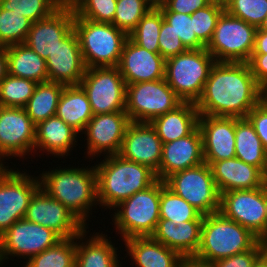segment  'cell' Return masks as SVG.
Returning <instances> with one entry per match:
<instances>
[{
    "label": "cell",
    "mask_w": 267,
    "mask_h": 267,
    "mask_svg": "<svg viewBox=\"0 0 267 267\" xmlns=\"http://www.w3.org/2000/svg\"><path fill=\"white\" fill-rule=\"evenodd\" d=\"M265 96L248 62H215L195 106L199 115L246 118Z\"/></svg>",
    "instance_id": "obj_1"
},
{
    "label": "cell",
    "mask_w": 267,
    "mask_h": 267,
    "mask_svg": "<svg viewBox=\"0 0 267 267\" xmlns=\"http://www.w3.org/2000/svg\"><path fill=\"white\" fill-rule=\"evenodd\" d=\"M91 167H56L39 174L40 187L63 204L87 228L86 221L92 207L99 205L97 172L95 166Z\"/></svg>",
    "instance_id": "obj_2"
},
{
    "label": "cell",
    "mask_w": 267,
    "mask_h": 267,
    "mask_svg": "<svg viewBox=\"0 0 267 267\" xmlns=\"http://www.w3.org/2000/svg\"><path fill=\"white\" fill-rule=\"evenodd\" d=\"M94 165L97 172L99 207L114 209L138 191L147 189L158 178L150 167L124 159L119 154L105 155Z\"/></svg>",
    "instance_id": "obj_3"
},
{
    "label": "cell",
    "mask_w": 267,
    "mask_h": 267,
    "mask_svg": "<svg viewBox=\"0 0 267 267\" xmlns=\"http://www.w3.org/2000/svg\"><path fill=\"white\" fill-rule=\"evenodd\" d=\"M259 241L248 229L220 212L204 215L200 245L193 259L212 264L251 250Z\"/></svg>",
    "instance_id": "obj_4"
},
{
    "label": "cell",
    "mask_w": 267,
    "mask_h": 267,
    "mask_svg": "<svg viewBox=\"0 0 267 267\" xmlns=\"http://www.w3.org/2000/svg\"><path fill=\"white\" fill-rule=\"evenodd\" d=\"M75 30L86 68L117 67L128 35L111 23H98L74 12Z\"/></svg>",
    "instance_id": "obj_5"
},
{
    "label": "cell",
    "mask_w": 267,
    "mask_h": 267,
    "mask_svg": "<svg viewBox=\"0 0 267 267\" xmlns=\"http://www.w3.org/2000/svg\"><path fill=\"white\" fill-rule=\"evenodd\" d=\"M161 180L114 207L113 223L121 240L152 236L160 220ZM118 208V209H117Z\"/></svg>",
    "instance_id": "obj_6"
},
{
    "label": "cell",
    "mask_w": 267,
    "mask_h": 267,
    "mask_svg": "<svg viewBox=\"0 0 267 267\" xmlns=\"http://www.w3.org/2000/svg\"><path fill=\"white\" fill-rule=\"evenodd\" d=\"M214 57L204 49H188L165 60V80L183 102L200 98Z\"/></svg>",
    "instance_id": "obj_7"
},
{
    "label": "cell",
    "mask_w": 267,
    "mask_h": 267,
    "mask_svg": "<svg viewBox=\"0 0 267 267\" xmlns=\"http://www.w3.org/2000/svg\"><path fill=\"white\" fill-rule=\"evenodd\" d=\"M219 212L267 245V186L220 194Z\"/></svg>",
    "instance_id": "obj_8"
},
{
    "label": "cell",
    "mask_w": 267,
    "mask_h": 267,
    "mask_svg": "<svg viewBox=\"0 0 267 267\" xmlns=\"http://www.w3.org/2000/svg\"><path fill=\"white\" fill-rule=\"evenodd\" d=\"M257 28L224 11L206 46L216 62H248L252 56Z\"/></svg>",
    "instance_id": "obj_9"
},
{
    "label": "cell",
    "mask_w": 267,
    "mask_h": 267,
    "mask_svg": "<svg viewBox=\"0 0 267 267\" xmlns=\"http://www.w3.org/2000/svg\"><path fill=\"white\" fill-rule=\"evenodd\" d=\"M164 182L203 215L219 212L220 193L207 163L175 172Z\"/></svg>",
    "instance_id": "obj_10"
},
{
    "label": "cell",
    "mask_w": 267,
    "mask_h": 267,
    "mask_svg": "<svg viewBox=\"0 0 267 267\" xmlns=\"http://www.w3.org/2000/svg\"><path fill=\"white\" fill-rule=\"evenodd\" d=\"M182 102L165 78L126 85L125 112L134 122L150 123Z\"/></svg>",
    "instance_id": "obj_11"
},
{
    "label": "cell",
    "mask_w": 267,
    "mask_h": 267,
    "mask_svg": "<svg viewBox=\"0 0 267 267\" xmlns=\"http://www.w3.org/2000/svg\"><path fill=\"white\" fill-rule=\"evenodd\" d=\"M79 85L88 96L93 115L125 111L126 83L117 67L86 68Z\"/></svg>",
    "instance_id": "obj_12"
},
{
    "label": "cell",
    "mask_w": 267,
    "mask_h": 267,
    "mask_svg": "<svg viewBox=\"0 0 267 267\" xmlns=\"http://www.w3.org/2000/svg\"><path fill=\"white\" fill-rule=\"evenodd\" d=\"M39 187V176L0 166V236L17 220L24 219L30 199Z\"/></svg>",
    "instance_id": "obj_13"
},
{
    "label": "cell",
    "mask_w": 267,
    "mask_h": 267,
    "mask_svg": "<svg viewBox=\"0 0 267 267\" xmlns=\"http://www.w3.org/2000/svg\"><path fill=\"white\" fill-rule=\"evenodd\" d=\"M61 240L49 228L25 219L17 220L0 236V267L11 257L29 260Z\"/></svg>",
    "instance_id": "obj_14"
},
{
    "label": "cell",
    "mask_w": 267,
    "mask_h": 267,
    "mask_svg": "<svg viewBox=\"0 0 267 267\" xmlns=\"http://www.w3.org/2000/svg\"><path fill=\"white\" fill-rule=\"evenodd\" d=\"M35 128L24 108L0 106V166L7 157L26 158L34 152Z\"/></svg>",
    "instance_id": "obj_15"
},
{
    "label": "cell",
    "mask_w": 267,
    "mask_h": 267,
    "mask_svg": "<svg viewBox=\"0 0 267 267\" xmlns=\"http://www.w3.org/2000/svg\"><path fill=\"white\" fill-rule=\"evenodd\" d=\"M24 219L53 230L62 239L75 238L87 228L42 187H39L30 199Z\"/></svg>",
    "instance_id": "obj_16"
},
{
    "label": "cell",
    "mask_w": 267,
    "mask_h": 267,
    "mask_svg": "<svg viewBox=\"0 0 267 267\" xmlns=\"http://www.w3.org/2000/svg\"><path fill=\"white\" fill-rule=\"evenodd\" d=\"M131 120L125 111L93 115L81 133L86 135L88 158L119 154Z\"/></svg>",
    "instance_id": "obj_17"
},
{
    "label": "cell",
    "mask_w": 267,
    "mask_h": 267,
    "mask_svg": "<svg viewBox=\"0 0 267 267\" xmlns=\"http://www.w3.org/2000/svg\"><path fill=\"white\" fill-rule=\"evenodd\" d=\"M162 146L163 143L151 123L131 121L126 129L119 155L150 167L159 179Z\"/></svg>",
    "instance_id": "obj_18"
},
{
    "label": "cell",
    "mask_w": 267,
    "mask_h": 267,
    "mask_svg": "<svg viewBox=\"0 0 267 267\" xmlns=\"http://www.w3.org/2000/svg\"><path fill=\"white\" fill-rule=\"evenodd\" d=\"M73 22V7L60 6L50 16L32 23L24 44L46 60L59 42L73 30Z\"/></svg>",
    "instance_id": "obj_19"
},
{
    "label": "cell",
    "mask_w": 267,
    "mask_h": 267,
    "mask_svg": "<svg viewBox=\"0 0 267 267\" xmlns=\"http://www.w3.org/2000/svg\"><path fill=\"white\" fill-rule=\"evenodd\" d=\"M48 81L65 86L79 85L86 67L79 40L73 29L46 59Z\"/></svg>",
    "instance_id": "obj_20"
},
{
    "label": "cell",
    "mask_w": 267,
    "mask_h": 267,
    "mask_svg": "<svg viewBox=\"0 0 267 267\" xmlns=\"http://www.w3.org/2000/svg\"><path fill=\"white\" fill-rule=\"evenodd\" d=\"M126 85L156 81L165 78V59L160 53H152L126 40L117 65Z\"/></svg>",
    "instance_id": "obj_21"
},
{
    "label": "cell",
    "mask_w": 267,
    "mask_h": 267,
    "mask_svg": "<svg viewBox=\"0 0 267 267\" xmlns=\"http://www.w3.org/2000/svg\"><path fill=\"white\" fill-rule=\"evenodd\" d=\"M204 162L235 158V117L199 115Z\"/></svg>",
    "instance_id": "obj_22"
},
{
    "label": "cell",
    "mask_w": 267,
    "mask_h": 267,
    "mask_svg": "<svg viewBox=\"0 0 267 267\" xmlns=\"http://www.w3.org/2000/svg\"><path fill=\"white\" fill-rule=\"evenodd\" d=\"M204 163L202 135L198 126L187 136L163 143L159 179Z\"/></svg>",
    "instance_id": "obj_23"
},
{
    "label": "cell",
    "mask_w": 267,
    "mask_h": 267,
    "mask_svg": "<svg viewBox=\"0 0 267 267\" xmlns=\"http://www.w3.org/2000/svg\"><path fill=\"white\" fill-rule=\"evenodd\" d=\"M207 163L219 193L232 190L254 189L266 184L265 174L253 165L238 158Z\"/></svg>",
    "instance_id": "obj_24"
},
{
    "label": "cell",
    "mask_w": 267,
    "mask_h": 267,
    "mask_svg": "<svg viewBox=\"0 0 267 267\" xmlns=\"http://www.w3.org/2000/svg\"><path fill=\"white\" fill-rule=\"evenodd\" d=\"M203 221L175 224L167 219L158 221L152 237L178 252L183 258H193L199 248Z\"/></svg>",
    "instance_id": "obj_25"
},
{
    "label": "cell",
    "mask_w": 267,
    "mask_h": 267,
    "mask_svg": "<svg viewBox=\"0 0 267 267\" xmlns=\"http://www.w3.org/2000/svg\"><path fill=\"white\" fill-rule=\"evenodd\" d=\"M78 135V131L56 115L49 117L36 125L34 151L39 149V153L48 152L54 157L63 158L76 147Z\"/></svg>",
    "instance_id": "obj_26"
},
{
    "label": "cell",
    "mask_w": 267,
    "mask_h": 267,
    "mask_svg": "<svg viewBox=\"0 0 267 267\" xmlns=\"http://www.w3.org/2000/svg\"><path fill=\"white\" fill-rule=\"evenodd\" d=\"M124 242L126 252L137 267H179L184 259L152 236L133 237Z\"/></svg>",
    "instance_id": "obj_27"
},
{
    "label": "cell",
    "mask_w": 267,
    "mask_h": 267,
    "mask_svg": "<svg viewBox=\"0 0 267 267\" xmlns=\"http://www.w3.org/2000/svg\"><path fill=\"white\" fill-rule=\"evenodd\" d=\"M87 229L76 237L75 267H121L118 249L110 239H107L108 236L103 232H97L88 238L86 237ZM82 239L85 241L87 239V241L84 242Z\"/></svg>",
    "instance_id": "obj_28"
},
{
    "label": "cell",
    "mask_w": 267,
    "mask_h": 267,
    "mask_svg": "<svg viewBox=\"0 0 267 267\" xmlns=\"http://www.w3.org/2000/svg\"><path fill=\"white\" fill-rule=\"evenodd\" d=\"M198 118L199 112L195 103L182 102L150 123L162 143H168L189 135L198 126Z\"/></svg>",
    "instance_id": "obj_29"
},
{
    "label": "cell",
    "mask_w": 267,
    "mask_h": 267,
    "mask_svg": "<svg viewBox=\"0 0 267 267\" xmlns=\"http://www.w3.org/2000/svg\"><path fill=\"white\" fill-rule=\"evenodd\" d=\"M56 116L79 133L85 130L93 113L88 96L80 85L64 86Z\"/></svg>",
    "instance_id": "obj_30"
},
{
    "label": "cell",
    "mask_w": 267,
    "mask_h": 267,
    "mask_svg": "<svg viewBox=\"0 0 267 267\" xmlns=\"http://www.w3.org/2000/svg\"><path fill=\"white\" fill-rule=\"evenodd\" d=\"M9 75L36 83L48 81L46 60L24 43L6 47Z\"/></svg>",
    "instance_id": "obj_31"
},
{
    "label": "cell",
    "mask_w": 267,
    "mask_h": 267,
    "mask_svg": "<svg viewBox=\"0 0 267 267\" xmlns=\"http://www.w3.org/2000/svg\"><path fill=\"white\" fill-rule=\"evenodd\" d=\"M235 157L267 173V152L247 118L235 117Z\"/></svg>",
    "instance_id": "obj_32"
},
{
    "label": "cell",
    "mask_w": 267,
    "mask_h": 267,
    "mask_svg": "<svg viewBox=\"0 0 267 267\" xmlns=\"http://www.w3.org/2000/svg\"><path fill=\"white\" fill-rule=\"evenodd\" d=\"M64 86L52 81L37 83L33 95L23 107L35 125L56 115Z\"/></svg>",
    "instance_id": "obj_33"
},
{
    "label": "cell",
    "mask_w": 267,
    "mask_h": 267,
    "mask_svg": "<svg viewBox=\"0 0 267 267\" xmlns=\"http://www.w3.org/2000/svg\"><path fill=\"white\" fill-rule=\"evenodd\" d=\"M160 219H167L175 224L188 221H203L204 215L179 195L170 190L161 180Z\"/></svg>",
    "instance_id": "obj_34"
},
{
    "label": "cell",
    "mask_w": 267,
    "mask_h": 267,
    "mask_svg": "<svg viewBox=\"0 0 267 267\" xmlns=\"http://www.w3.org/2000/svg\"><path fill=\"white\" fill-rule=\"evenodd\" d=\"M24 267H75L76 237L62 239L55 246L26 259Z\"/></svg>",
    "instance_id": "obj_35"
},
{
    "label": "cell",
    "mask_w": 267,
    "mask_h": 267,
    "mask_svg": "<svg viewBox=\"0 0 267 267\" xmlns=\"http://www.w3.org/2000/svg\"><path fill=\"white\" fill-rule=\"evenodd\" d=\"M164 18L160 9H151L138 22L128 37L149 52L159 53V33Z\"/></svg>",
    "instance_id": "obj_36"
},
{
    "label": "cell",
    "mask_w": 267,
    "mask_h": 267,
    "mask_svg": "<svg viewBox=\"0 0 267 267\" xmlns=\"http://www.w3.org/2000/svg\"><path fill=\"white\" fill-rule=\"evenodd\" d=\"M36 85L33 80L8 74L0 82V106L23 108L33 95Z\"/></svg>",
    "instance_id": "obj_37"
},
{
    "label": "cell",
    "mask_w": 267,
    "mask_h": 267,
    "mask_svg": "<svg viewBox=\"0 0 267 267\" xmlns=\"http://www.w3.org/2000/svg\"><path fill=\"white\" fill-rule=\"evenodd\" d=\"M32 23L21 14L0 8V47L24 43Z\"/></svg>",
    "instance_id": "obj_38"
},
{
    "label": "cell",
    "mask_w": 267,
    "mask_h": 267,
    "mask_svg": "<svg viewBox=\"0 0 267 267\" xmlns=\"http://www.w3.org/2000/svg\"><path fill=\"white\" fill-rule=\"evenodd\" d=\"M224 11L223 0H213L205 8L199 9L190 15L193 18V31L205 46L210 42L217 21Z\"/></svg>",
    "instance_id": "obj_39"
},
{
    "label": "cell",
    "mask_w": 267,
    "mask_h": 267,
    "mask_svg": "<svg viewBox=\"0 0 267 267\" xmlns=\"http://www.w3.org/2000/svg\"><path fill=\"white\" fill-rule=\"evenodd\" d=\"M60 5L56 0H0V8L16 12L37 22L56 11Z\"/></svg>",
    "instance_id": "obj_40"
},
{
    "label": "cell",
    "mask_w": 267,
    "mask_h": 267,
    "mask_svg": "<svg viewBox=\"0 0 267 267\" xmlns=\"http://www.w3.org/2000/svg\"><path fill=\"white\" fill-rule=\"evenodd\" d=\"M150 10L147 0H117L112 24L129 35Z\"/></svg>",
    "instance_id": "obj_41"
},
{
    "label": "cell",
    "mask_w": 267,
    "mask_h": 267,
    "mask_svg": "<svg viewBox=\"0 0 267 267\" xmlns=\"http://www.w3.org/2000/svg\"><path fill=\"white\" fill-rule=\"evenodd\" d=\"M225 11L259 28L267 16V0H223Z\"/></svg>",
    "instance_id": "obj_42"
},
{
    "label": "cell",
    "mask_w": 267,
    "mask_h": 267,
    "mask_svg": "<svg viewBox=\"0 0 267 267\" xmlns=\"http://www.w3.org/2000/svg\"><path fill=\"white\" fill-rule=\"evenodd\" d=\"M117 0H78L74 12L81 18L98 23H113Z\"/></svg>",
    "instance_id": "obj_43"
},
{
    "label": "cell",
    "mask_w": 267,
    "mask_h": 267,
    "mask_svg": "<svg viewBox=\"0 0 267 267\" xmlns=\"http://www.w3.org/2000/svg\"><path fill=\"white\" fill-rule=\"evenodd\" d=\"M164 21L172 25V29L187 49H204L206 46L193 31V18L189 14L162 12Z\"/></svg>",
    "instance_id": "obj_44"
},
{
    "label": "cell",
    "mask_w": 267,
    "mask_h": 267,
    "mask_svg": "<svg viewBox=\"0 0 267 267\" xmlns=\"http://www.w3.org/2000/svg\"><path fill=\"white\" fill-rule=\"evenodd\" d=\"M267 252V245L259 241L251 250L219 259L212 263L213 267H253Z\"/></svg>",
    "instance_id": "obj_45"
},
{
    "label": "cell",
    "mask_w": 267,
    "mask_h": 267,
    "mask_svg": "<svg viewBox=\"0 0 267 267\" xmlns=\"http://www.w3.org/2000/svg\"><path fill=\"white\" fill-rule=\"evenodd\" d=\"M158 43L159 53L165 60L188 50L172 29V25H169L164 20L160 29Z\"/></svg>",
    "instance_id": "obj_46"
},
{
    "label": "cell",
    "mask_w": 267,
    "mask_h": 267,
    "mask_svg": "<svg viewBox=\"0 0 267 267\" xmlns=\"http://www.w3.org/2000/svg\"><path fill=\"white\" fill-rule=\"evenodd\" d=\"M260 138L267 152V96H265L246 116Z\"/></svg>",
    "instance_id": "obj_47"
},
{
    "label": "cell",
    "mask_w": 267,
    "mask_h": 267,
    "mask_svg": "<svg viewBox=\"0 0 267 267\" xmlns=\"http://www.w3.org/2000/svg\"><path fill=\"white\" fill-rule=\"evenodd\" d=\"M213 0H171L161 12H176L181 14H193L195 11L205 8Z\"/></svg>",
    "instance_id": "obj_48"
},
{
    "label": "cell",
    "mask_w": 267,
    "mask_h": 267,
    "mask_svg": "<svg viewBox=\"0 0 267 267\" xmlns=\"http://www.w3.org/2000/svg\"><path fill=\"white\" fill-rule=\"evenodd\" d=\"M248 64L257 83L267 92V54H252Z\"/></svg>",
    "instance_id": "obj_49"
},
{
    "label": "cell",
    "mask_w": 267,
    "mask_h": 267,
    "mask_svg": "<svg viewBox=\"0 0 267 267\" xmlns=\"http://www.w3.org/2000/svg\"><path fill=\"white\" fill-rule=\"evenodd\" d=\"M252 54H267V31L257 28Z\"/></svg>",
    "instance_id": "obj_50"
},
{
    "label": "cell",
    "mask_w": 267,
    "mask_h": 267,
    "mask_svg": "<svg viewBox=\"0 0 267 267\" xmlns=\"http://www.w3.org/2000/svg\"><path fill=\"white\" fill-rule=\"evenodd\" d=\"M9 74L6 47H0V82Z\"/></svg>",
    "instance_id": "obj_51"
},
{
    "label": "cell",
    "mask_w": 267,
    "mask_h": 267,
    "mask_svg": "<svg viewBox=\"0 0 267 267\" xmlns=\"http://www.w3.org/2000/svg\"><path fill=\"white\" fill-rule=\"evenodd\" d=\"M179 267H213L211 264L197 261L193 258H184Z\"/></svg>",
    "instance_id": "obj_52"
},
{
    "label": "cell",
    "mask_w": 267,
    "mask_h": 267,
    "mask_svg": "<svg viewBox=\"0 0 267 267\" xmlns=\"http://www.w3.org/2000/svg\"><path fill=\"white\" fill-rule=\"evenodd\" d=\"M151 9H160L165 7L171 0H147Z\"/></svg>",
    "instance_id": "obj_53"
},
{
    "label": "cell",
    "mask_w": 267,
    "mask_h": 267,
    "mask_svg": "<svg viewBox=\"0 0 267 267\" xmlns=\"http://www.w3.org/2000/svg\"><path fill=\"white\" fill-rule=\"evenodd\" d=\"M253 267H267V252L256 262Z\"/></svg>",
    "instance_id": "obj_54"
},
{
    "label": "cell",
    "mask_w": 267,
    "mask_h": 267,
    "mask_svg": "<svg viewBox=\"0 0 267 267\" xmlns=\"http://www.w3.org/2000/svg\"><path fill=\"white\" fill-rule=\"evenodd\" d=\"M78 0H56V2L60 5V6H71L73 7L76 2Z\"/></svg>",
    "instance_id": "obj_55"
},
{
    "label": "cell",
    "mask_w": 267,
    "mask_h": 267,
    "mask_svg": "<svg viewBox=\"0 0 267 267\" xmlns=\"http://www.w3.org/2000/svg\"><path fill=\"white\" fill-rule=\"evenodd\" d=\"M260 30L267 31V16L259 27Z\"/></svg>",
    "instance_id": "obj_56"
}]
</instances>
